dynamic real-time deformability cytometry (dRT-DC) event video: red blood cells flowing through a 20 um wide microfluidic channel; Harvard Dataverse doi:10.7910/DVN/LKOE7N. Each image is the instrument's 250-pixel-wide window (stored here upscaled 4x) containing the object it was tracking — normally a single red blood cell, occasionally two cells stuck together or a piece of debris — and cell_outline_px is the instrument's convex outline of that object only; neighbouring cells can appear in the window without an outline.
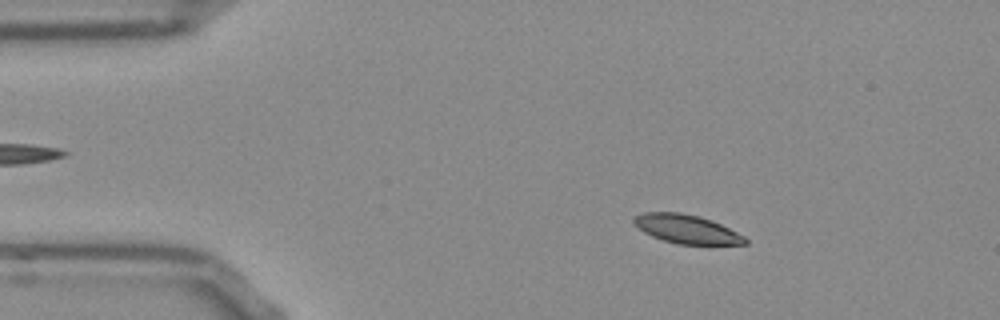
{"species": "Egyptian fruit bat (a non-hibernating species)", "species_latin": "Rousettus aegyptiacus", "temperature_condition": "room temperature", "stored_images_in_passage": 52, "camera_frame_rate_fps": 3000, "um_per_image_px": 0.085, "frame": {"image": 1, "passage_image": 8, "time_ms": 2.333, "image_size_px": [1000, 320], "cell_outline_px": [[748, 244], [680, 244], [664, 240], [652, 236], [644, 232], [632, 224], [632, 220], [636, 216], [644, 212], [680, 212], [700, 216], [712, 220], [744, 236], [748, 240]], "centroid_in_image_um": [58.34, 19.46], "position_along_channel_um": 26.7, "area_um2": 18.55}}
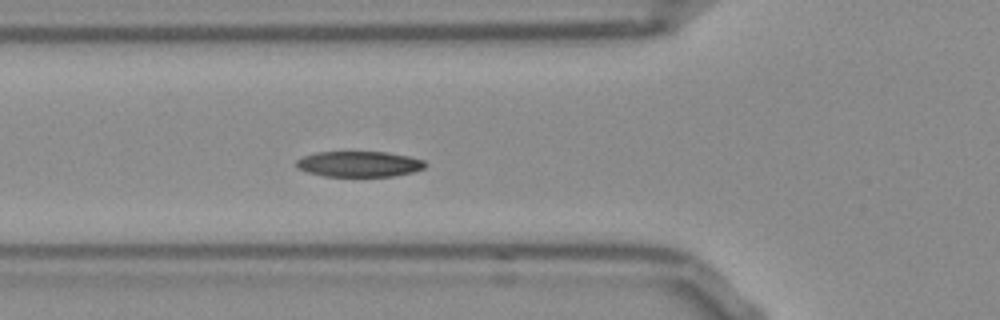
{"frame": {"image": 2, "passage_image": 18, "time_ms": 5.667, "image_size_px": [1000, 320], "cell_outline_px": [[428, 164], [424, 168], [412, 172], [392, 176], [324, 176], [308, 172], [296, 168], [296, 160], [304, 156], [316, 152], [388, 152], [408, 156], [424, 160]], "centroid_in_image_um": [30.53, 13.94], "position_along_channel_um": 95.3, "area_um2": 19.25}}
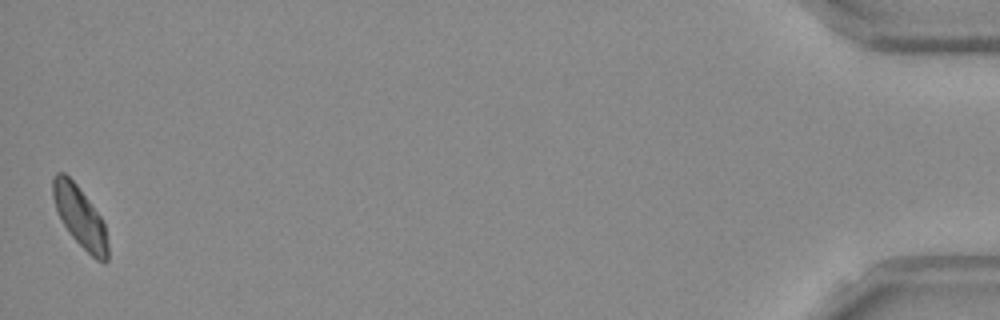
{"frame": {"image": 3, "passage_image": 52, "time_ms": 17.0, "image_size_px": [1000, 320], "cell_outline_px": [[108, 260], [104, 264], [96, 260], [72, 236], [64, 224], [56, 208], [52, 196], [52, 180], [56, 172], [64, 172], [76, 184], [100, 216], [104, 224], [108, 244]], "centroid_in_image_um": [6.8, 18.44], "position_along_channel_um": 428.4, "area_um2": 19.07}, "authors_computed_cell_mechanics": {"area_um2": 19.4497, "velocity_mm_per_s": 3.8162, "shape_relaxation_time_tau1_ms": 2.5704, "shape_relaxation_time_tau2_ms": 2.9051, "deformation_change_tau1": 0.1109, "deformation_change_tau2": 0.0792}}